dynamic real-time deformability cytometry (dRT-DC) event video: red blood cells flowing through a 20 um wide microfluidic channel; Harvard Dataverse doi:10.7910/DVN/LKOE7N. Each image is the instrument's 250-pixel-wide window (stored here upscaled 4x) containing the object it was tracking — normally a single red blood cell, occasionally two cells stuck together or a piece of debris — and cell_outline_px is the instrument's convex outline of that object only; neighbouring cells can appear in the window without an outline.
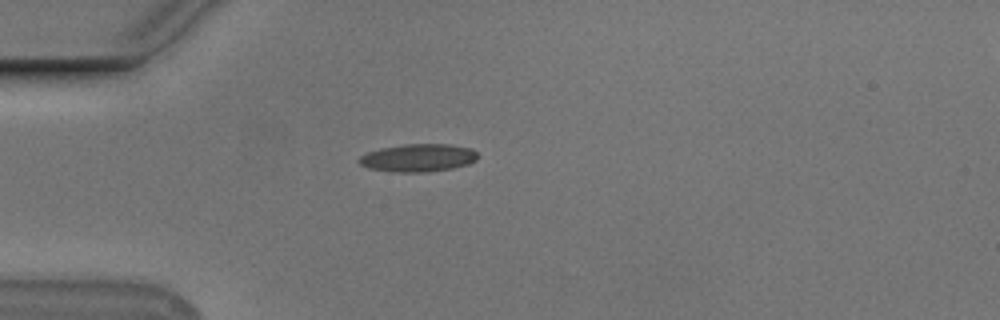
{"species": "Egyptian fruit bat (a non-hibernating species)", "species_latin": "Rousettus aegyptiacus", "temperature_condition": "cold", "stored_images_in_passage": 7, "camera_frame_rate_fps": 3000, "um_per_image_px": 0.085, "animal": {"sex": "male"}, "frame": {"image": 1, "passage_image": 1, "time_ms": 0.0, "image_size_px": [1000, 320], "cell_outline_px": [[480, 156], [476, 160], [468, 164], [452, 168], [428, 172], [392, 172], [368, 168], [360, 164], [356, 160], [360, 156], [368, 152], [380, 148], [404, 144], [448, 144], [472, 148]], "centroid_in_image_um": [35.54, 13.41], "position_along_channel_um": 49.5, "area_um2": 19.42}}